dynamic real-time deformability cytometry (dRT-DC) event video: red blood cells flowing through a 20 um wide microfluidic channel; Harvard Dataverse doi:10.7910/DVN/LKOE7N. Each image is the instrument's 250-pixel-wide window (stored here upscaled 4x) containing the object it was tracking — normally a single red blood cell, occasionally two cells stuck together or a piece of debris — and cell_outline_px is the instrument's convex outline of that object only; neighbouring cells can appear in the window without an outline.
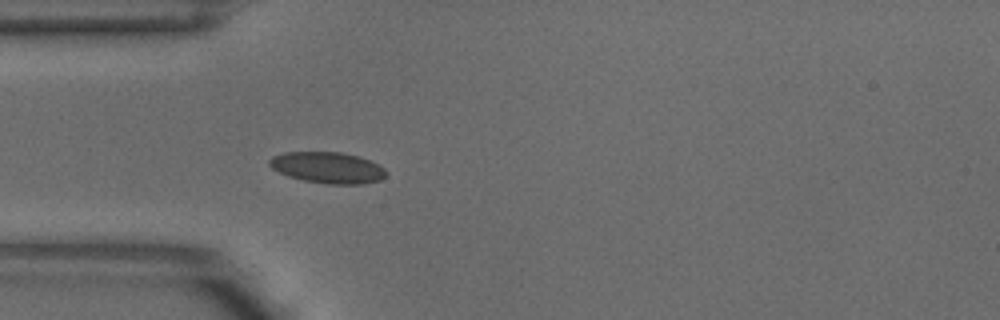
{"species": "common noctule bat (a hibernating species)", "species_latin": "Nyctalus noctula", "temperature_condition": "warm", "stored_images_in_passage": 5, "camera_frame_rate_fps": 3000, "um_per_image_px": 0.085, "animal": {"sex": "male", "body_mass_g": 18.8}, "frame": {"image": 1, "passage_image": 5, "time_ms": 1.333, "image_size_px": [1000, 320], "cell_outline_px": [[388, 172], [380, 180], [364, 184], [328, 184], [304, 180], [288, 176], [272, 168], [268, 164], [268, 160], [272, 156], [284, 152], [340, 152], [356, 156], [368, 160], [384, 168]], "centroid_in_image_um": [27.83, 14.25], "position_along_channel_um": 57.2, "area_um2": 21.1}}